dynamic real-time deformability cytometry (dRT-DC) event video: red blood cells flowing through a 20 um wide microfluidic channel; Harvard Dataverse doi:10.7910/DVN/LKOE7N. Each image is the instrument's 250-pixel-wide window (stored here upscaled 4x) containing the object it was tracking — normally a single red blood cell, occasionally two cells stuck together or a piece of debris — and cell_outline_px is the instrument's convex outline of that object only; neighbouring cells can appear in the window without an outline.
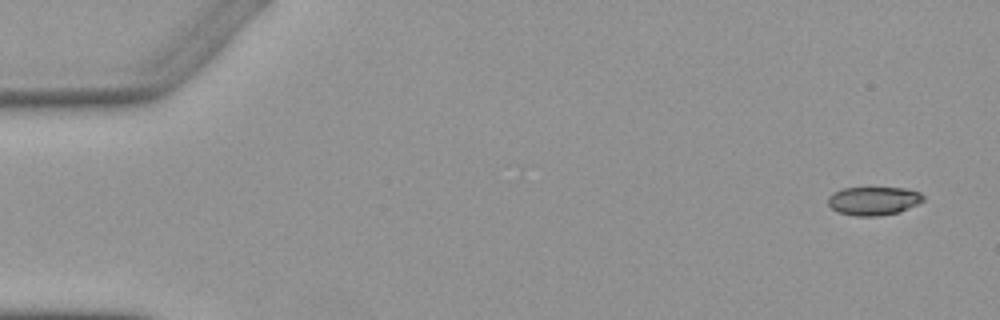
{"species": "Egyptian fruit bat (a non-hibernating species)", "species_latin": "Rousettus aegyptiacus", "temperature_condition": "warm", "stored_images_in_passage": 4, "camera_frame_rate_fps": 3000, "um_per_image_px": 0.085, "animal": {"sex": "female"}, "frame": {"image": 1, "passage_image": 1, "time_ms": 0.0, "image_size_px": [1000, 320], "cell_outline_px": [[924, 200], [900, 212], [880, 216], [856, 216], [840, 212], [832, 208], [828, 204], [828, 196], [832, 192], [844, 188], [908, 188], [920, 192], [924, 196]], "centroid_in_image_um": [74.26, 17.07], "position_along_channel_um": 10.7, "area_um2": 15.84}}
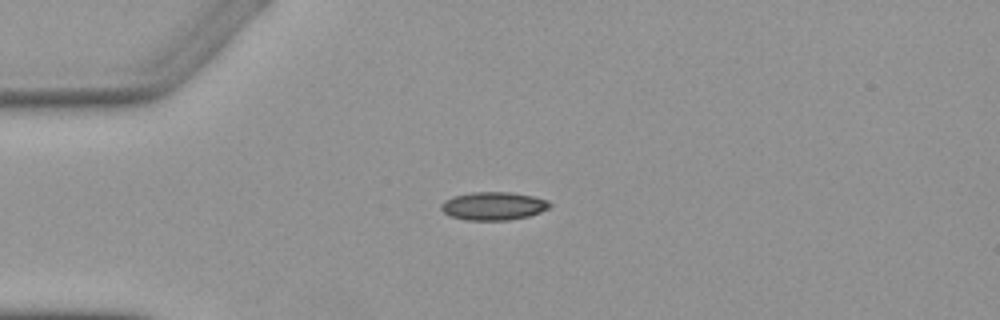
{"frame": {"image": 2, "passage_image": 4, "time_ms": 3.667, "image_size_px": [1000, 320], "cell_outline_px": [[552, 204], [548, 208], [540, 212], [528, 216], [508, 220], [464, 220], [448, 216], [440, 208], [440, 204], [444, 200], [452, 196], [472, 192], [512, 192], [532, 196], [548, 200]], "centroid_in_image_um": [41.9, 17.51], "position_along_channel_um": 43.1, "area_um2": 17.98}}